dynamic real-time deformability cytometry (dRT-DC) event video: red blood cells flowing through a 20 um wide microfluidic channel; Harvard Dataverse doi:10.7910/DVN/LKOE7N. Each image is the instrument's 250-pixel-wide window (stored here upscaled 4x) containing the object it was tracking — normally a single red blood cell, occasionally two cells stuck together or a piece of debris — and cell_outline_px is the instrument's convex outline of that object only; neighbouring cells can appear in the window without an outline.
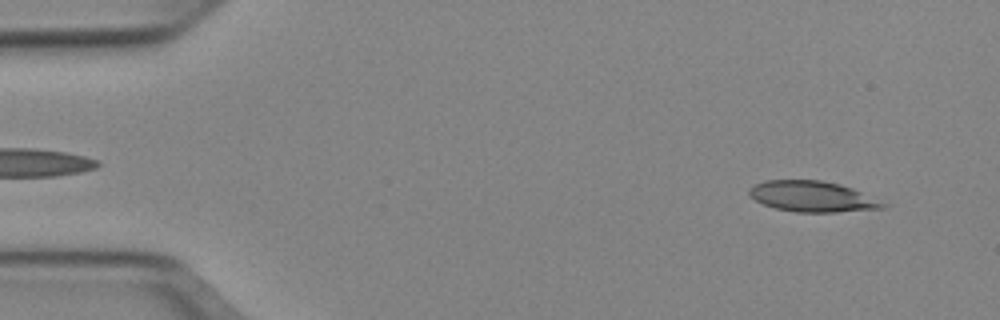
{"species": "Egyptian fruit bat (a non-hibernating species)", "species_latin": "Rousettus aegyptiacus", "temperature_condition": "cold", "stored_images_in_passage": 50, "camera_frame_rate_fps": 3000, "um_per_image_px": 0.085, "animal": {"sex": "female"}, "frame": {"image": 1, "passage_image": 3, "time_ms": 0.667, "image_size_px": [1000, 320], "cell_outline_px": [[888, 204], [884, 208], [836, 212], [796, 212], [776, 208], [764, 204], [756, 200], [748, 192], [748, 188], [764, 180], [820, 180], [840, 184], [852, 188]], "centroid_in_image_um": [69.05, 16.7], "position_along_channel_um": 16.0, "area_um2": 23.76}}
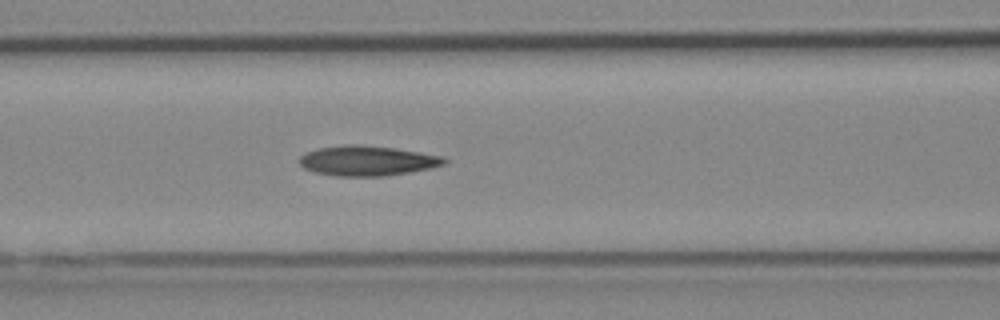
{"frame": {"image": 2, "passage_image": 20, "time_ms": 6.333, "image_size_px": [1000, 320], "cell_outline_px": [[448, 160], [444, 164], [432, 168], [384, 176], [336, 176], [316, 172], [304, 168], [300, 164], [300, 156], [308, 152], [320, 148], [344, 144], [360, 144], [396, 148], [444, 156]], "centroid_in_image_um": [31.26, 13.65], "position_along_channel_um": 135.3, "area_um2": 25.32}}
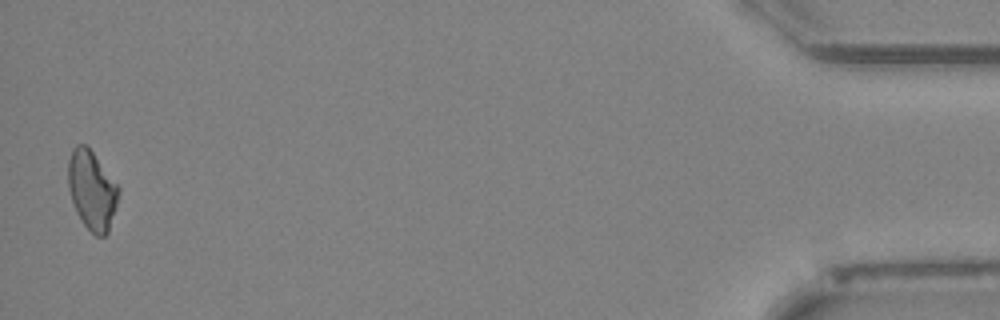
{"frame": {"image": 3, "passage_image": 49, "time_ms": 16.0, "image_size_px": [1000, 320], "cell_outline_px": [[120, 196], [108, 232], [104, 236], [96, 236], [84, 224], [76, 212], [68, 188], [68, 160], [72, 148], [76, 144], [84, 144], [92, 152], [120, 188]], "centroid_in_image_um": [7.81, 16.17], "position_along_channel_um": 427.4, "area_um2": 23.12}, "authors_computed_cell_mechanics": {"area_um2": 23.987, "velocity_mm_per_s": 3.9546, "shape_relaxation_time_tau1_ms": null, "shape_relaxation_time_tau2_ms": 10.4665, "deformation_change_tau1": null, "deformation_change_tau2": 0.2278}}